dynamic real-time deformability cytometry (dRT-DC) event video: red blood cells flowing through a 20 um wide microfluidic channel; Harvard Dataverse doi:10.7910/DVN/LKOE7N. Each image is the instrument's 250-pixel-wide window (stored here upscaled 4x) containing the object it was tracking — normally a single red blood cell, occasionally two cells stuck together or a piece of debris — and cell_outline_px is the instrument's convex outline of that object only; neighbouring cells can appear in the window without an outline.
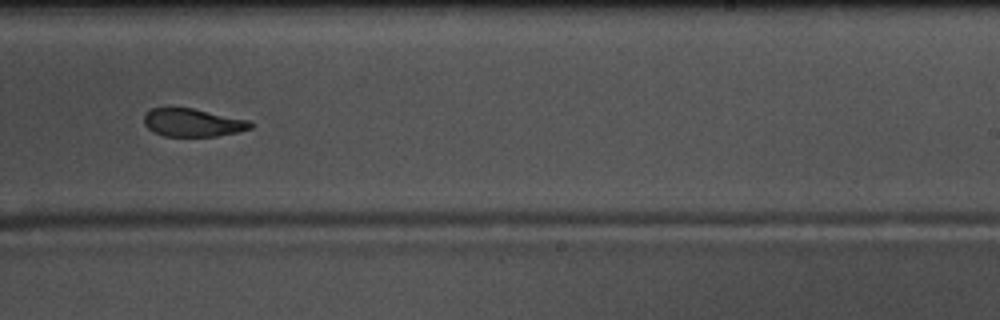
{"species": "common noctule bat (a hibernating species)", "species_latin": "Nyctalus noctula", "temperature_condition": "warm", "stored_images_in_passage": 58, "camera_frame_rate_fps": 3000, "um_per_image_px": 0.085, "animal": {"sex": "male", "body_mass_g": 17.5, "forearm_length_mm": 52.3}, "frame": {"image": 1, "passage_image": 36, "time_ms": 11.667, "image_size_px": [1000, 320], "cell_outline_px": [[252, 128], [236, 132], [216, 136], [164, 136], [152, 132], [144, 124], [144, 116], [152, 108], [192, 108], [252, 120]], "centroid_in_image_um": [16.4, 10.42], "position_along_channel_um": 272.6, "area_um2": 17.4}}
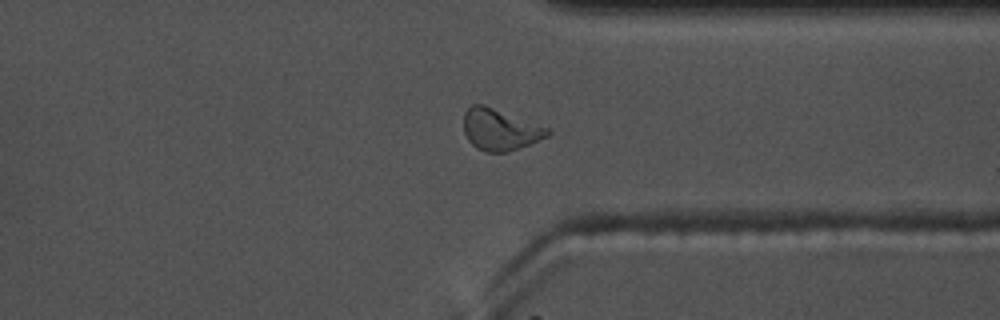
{"frame": {"image": 2, "passage_image": 44, "time_ms": 14.333, "image_size_px": [1000, 320], "cell_outline_px": [[552, 132], [548, 136], [508, 152], [484, 152], [476, 148], [468, 140], [464, 132], [464, 112], [472, 104], [484, 104], [552, 128]], "centroid_in_image_um": [42.52, 11.0], "position_along_channel_um": 368.9, "area_um2": 20.52}}
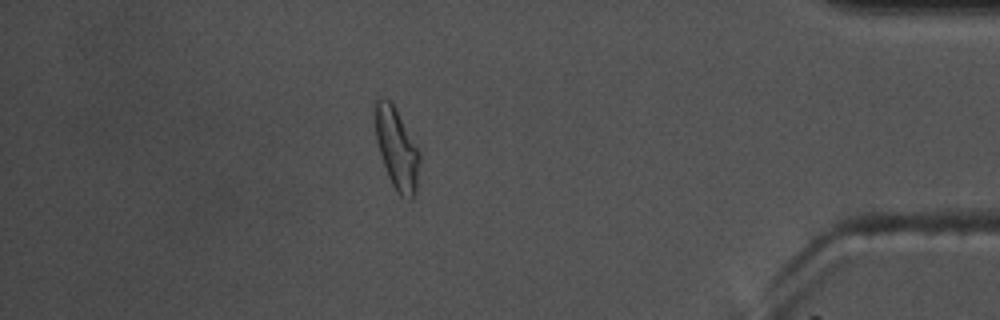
{"frame": {"image": 3, "passage_image": 50, "time_ms": 16.333, "image_size_px": [1000, 320], "cell_outline_px": [[420, 160], [416, 192], [412, 200], [408, 200], [400, 196], [392, 184], [388, 176], [376, 140], [372, 104], [380, 96], [388, 100], [392, 104], [420, 152]], "centroid_in_image_um": [33.7, 12.64], "position_along_channel_um": 401.5, "area_um2": 21.1}, "authors_computed_cell_mechanics": {"area_um2": 18.9295, "velocity_mm_per_s": 3.6344, "shape_relaxation_time_tau1_ms": 5.5323, "shape_relaxation_time_tau2_ms": 2.6275, "deformation_change_tau1": 0.156, "deformation_change_tau2": 0.0912}}